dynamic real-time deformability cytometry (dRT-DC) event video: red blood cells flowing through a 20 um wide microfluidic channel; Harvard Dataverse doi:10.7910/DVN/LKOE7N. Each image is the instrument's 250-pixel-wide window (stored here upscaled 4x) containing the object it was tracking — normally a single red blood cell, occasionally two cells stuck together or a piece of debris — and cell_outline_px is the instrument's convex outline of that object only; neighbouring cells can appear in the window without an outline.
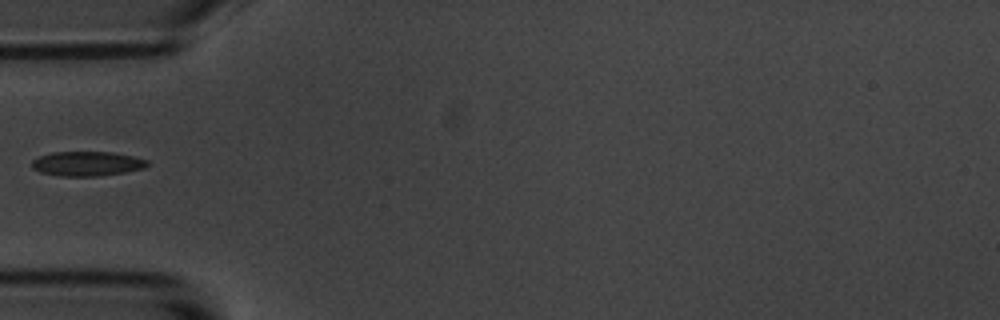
{"species": "common noctule bat (a hibernating species)", "species_latin": "Nyctalus noctula", "temperature_condition": "room temperature", "stored_images_in_passage": 4, "segment_of_instrument_passage": [2, 2], "camera_frame_rate_fps": 3000, "um_per_image_px": 0.085, "animal": {"sex": "male", "body_mass_g": 20.1, "forearm_length_mm": 53.5}, "frame": {"image": 1, "passage_image": 4, "time_ms": 3.333, "image_size_px": [1000, 320], "cell_outline_px": [[148, 164], [144, 168], [124, 172], [100, 176], [60, 176], [40, 172], [32, 168], [32, 160], [40, 156], [52, 152], [112, 152], [132, 156], [148, 160]], "centroid_in_image_um": [7.38, 13.91], "position_along_channel_um": 77.6, "area_um2": 16.47}}